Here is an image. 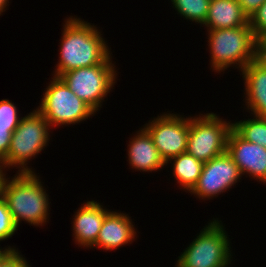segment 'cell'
Returning a JSON list of instances; mask_svg holds the SVG:
<instances>
[{"mask_svg": "<svg viewBox=\"0 0 266 267\" xmlns=\"http://www.w3.org/2000/svg\"><path fill=\"white\" fill-rule=\"evenodd\" d=\"M168 163L172 164V176L177 184L181 189L186 190L185 192L190 193L199 180L204 163L187 152L169 159L166 166Z\"/></svg>", "mask_w": 266, "mask_h": 267, "instance_id": "obj_17", "label": "cell"}, {"mask_svg": "<svg viewBox=\"0 0 266 267\" xmlns=\"http://www.w3.org/2000/svg\"><path fill=\"white\" fill-rule=\"evenodd\" d=\"M249 17L237 0H210L204 26L206 29H229L246 26Z\"/></svg>", "mask_w": 266, "mask_h": 267, "instance_id": "obj_16", "label": "cell"}, {"mask_svg": "<svg viewBox=\"0 0 266 267\" xmlns=\"http://www.w3.org/2000/svg\"><path fill=\"white\" fill-rule=\"evenodd\" d=\"M250 116L252 118L234 121L232 128L246 141L266 148V117Z\"/></svg>", "mask_w": 266, "mask_h": 267, "instance_id": "obj_18", "label": "cell"}, {"mask_svg": "<svg viewBox=\"0 0 266 267\" xmlns=\"http://www.w3.org/2000/svg\"><path fill=\"white\" fill-rule=\"evenodd\" d=\"M172 7L180 17L204 25L208 14L210 0H171Z\"/></svg>", "mask_w": 266, "mask_h": 267, "instance_id": "obj_19", "label": "cell"}, {"mask_svg": "<svg viewBox=\"0 0 266 267\" xmlns=\"http://www.w3.org/2000/svg\"><path fill=\"white\" fill-rule=\"evenodd\" d=\"M13 132L14 131H0V160L8 154Z\"/></svg>", "mask_w": 266, "mask_h": 267, "instance_id": "obj_25", "label": "cell"}, {"mask_svg": "<svg viewBox=\"0 0 266 267\" xmlns=\"http://www.w3.org/2000/svg\"><path fill=\"white\" fill-rule=\"evenodd\" d=\"M14 250H18V248L16 249V247L14 246H8L7 247H0V260L9 252V251H14Z\"/></svg>", "mask_w": 266, "mask_h": 267, "instance_id": "obj_27", "label": "cell"}, {"mask_svg": "<svg viewBox=\"0 0 266 267\" xmlns=\"http://www.w3.org/2000/svg\"><path fill=\"white\" fill-rule=\"evenodd\" d=\"M249 24L255 39L263 45L266 42V1L250 16Z\"/></svg>", "mask_w": 266, "mask_h": 267, "instance_id": "obj_21", "label": "cell"}, {"mask_svg": "<svg viewBox=\"0 0 266 267\" xmlns=\"http://www.w3.org/2000/svg\"><path fill=\"white\" fill-rule=\"evenodd\" d=\"M262 53L266 56V42L262 45Z\"/></svg>", "mask_w": 266, "mask_h": 267, "instance_id": "obj_29", "label": "cell"}, {"mask_svg": "<svg viewBox=\"0 0 266 267\" xmlns=\"http://www.w3.org/2000/svg\"><path fill=\"white\" fill-rule=\"evenodd\" d=\"M129 138L127 156L129 166L136 171L157 172L166 166L150 134L142 127Z\"/></svg>", "mask_w": 266, "mask_h": 267, "instance_id": "obj_15", "label": "cell"}, {"mask_svg": "<svg viewBox=\"0 0 266 267\" xmlns=\"http://www.w3.org/2000/svg\"><path fill=\"white\" fill-rule=\"evenodd\" d=\"M10 0H0V15H2L3 12H6L7 8H8V3Z\"/></svg>", "mask_w": 266, "mask_h": 267, "instance_id": "obj_28", "label": "cell"}, {"mask_svg": "<svg viewBox=\"0 0 266 267\" xmlns=\"http://www.w3.org/2000/svg\"><path fill=\"white\" fill-rule=\"evenodd\" d=\"M212 72L220 74L229 67L241 72L262 53V45L255 39L250 24L229 29H206Z\"/></svg>", "mask_w": 266, "mask_h": 267, "instance_id": "obj_3", "label": "cell"}, {"mask_svg": "<svg viewBox=\"0 0 266 267\" xmlns=\"http://www.w3.org/2000/svg\"><path fill=\"white\" fill-rule=\"evenodd\" d=\"M7 171L5 170L4 167H0V198L2 197V187H3V183L5 181L6 178V173Z\"/></svg>", "mask_w": 266, "mask_h": 267, "instance_id": "obj_26", "label": "cell"}, {"mask_svg": "<svg viewBox=\"0 0 266 267\" xmlns=\"http://www.w3.org/2000/svg\"><path fill=\"white\" fill-rule=\"evenodd\" d=\"M232 122L216 113L189 116V134L186 152L203 163L226 152Z\"/></svg>", "mask_w": 266, "mask_h": 267, "instance_id": "obj_7", "label": "cell"}, {"mask_svg": "<svg viewBox=\"0 0 266 267\" xmlns=\"http://www.w3.org/2000/svg\"><path fill=\"white\" fill-rule=\"evenodd\" d=\"M15 105L8 99L0 101V131H14L18 127L22 117Z\"/></svg>", "mask_w": 266, "mask_h": 267, "instance_id": "obj_20", "label": "cell"}, {"mask_svg": "<svg viewBox=\"0 0 266 267\" xmlns=\"http://www.w3.org/2000/svg\"><path fill=\"white\" fill-rule=\"evenodd\" d=\"M50 129L51 126L36 108L24 115L12 133L8 154L1 160L6 171L16 167L18 173L34 172L28 166L29 160L47 147Z\"/></svg>", "mask_w": 266, "mask_h": 267, "instance_id": "obj_4", "label": "cell"}, {"mask_svg": "<svg viewBox=\"0 0 266 267\" xmlns=\"http://www.w3.org/2000/svg\"><path fill=\"white\" fill-rule=\"evenodd\" d=\"M241 178L238 166L226 151L203 164L199 180L190 194L204 201L211 200L232 189Z\"/></svg>", "mask_w": 266, "mask_h": 267, "instance_id": "obj_10", "label": "cell"}, {"mask_svg": "<svg viewBox=\"0 0 266 267\" xmlns=\"http://www.w3.org/2000/svg\"><path fill=\"white\" fill-rule=\"evenodd\" d=\"M62 24L59 59L52 76L59 77L74 69L107 63L113 58L111 47L96 25L77 16L66 17Z\"/></svg>", "mask_w": 266, "mask_h": 267, "instance_id": "obj_1", "label": "cell"}, {"mask_svg": "<svg viewBox=\"0 0 266 267\" xmlns=\"http://www.w3.org/2000/svg\"><path fill=\"white\" fill-rule=\"evenodd\" d=\"M244 80V103L253 116L266 117V56L261 53L240 73Z\"/></svg>", "mask_w": 266, "mask_h": 267, "instance_id": "obj_12", "label": "cell"}, {"mask_svg": "<svg viewBox=\"0 0 266 267\" xmlns=\"http://www.w3.org/2000/svg\"><path fill=\"white\" fill-rule=\"evenodd\" d=\"M0 267H31L19 250L9 251L1 260Z\"/></svg>", "mask_w": 266, "mask_h": 267, "instance_id": "obj_23", "label": "cell"}, {"mask_svg": "<svg viewBox=\"0 0 266 267\" xmlns=\"http://www.w3.org/2000/svg\"><path fill=\"white\" fill-rule=\"evenodd\" d=\"M168 112L143 125L165 163L186 152L189 134V117Z\"/></svg>", "mask_w": 266, "mask_h": 267, "instance_id": "obj_9", "label": "cell"}, {"mask_svg": "<svg viewBox=\"0 0 266 267\" xmlns=\"http://www.w3.org/2000/svg\"><path fill=\"white\" fill-rule=\"evenodd\" d=\"M14 177L5 178L2 198L6 202L14 223L19 227L21 221L36 227L49 221V194L40 176L35 172H16Z\"/></svg>", "mask_w": 266, "mask_h": 267, "instance_id": "obj_2", "label": "cell"}, {"mask_svg": "<svg viewBox=\"0 0 266 267\" xmlns=\"http://www.w3.org/2000/svg\"><path fill=\"white\" fill-rule=\"evenodd\" d=\"M113 62L111 58L107 63L74 69L59 77L77 97L97 113L117 82L118 71Z\"/></svg>", "mask_w": 266, "mask_h": 267, "instance_id": "obj_8", "label": "cell"}, {"mask_svg": "<svg viewBox=\"0 0 266 267\" xmlns=\"http://www.w3.org/2000/svg\"><path fill=\"white\" fill-rule=\"evenodd\" d=\"M110 211L96 200L84 202L74 212L71 222L75 244L81 248L91 249L96 243L102 223Z\"/></svg>", "mask_w": 266, "mask_h": 267, "instance_id": "obj_13", "label": "cell"}, {"mask_svg": "<svg viewBox=\"0 0 266 267\" xmlns=\"http://www.w3.org/2000/svg\"><path fill=\"white\" fill-rule=\"evenodd\" d=\"M18 227L14 223L6 202L0 198V242L11 238Z\"/></svg>", "mask_w": 266, "mask_h": 267, "instance_id": "obj_22", "label": "cell"}, {"mask_svg": "<svg viewBox=\"0 0 266 267\" xmlns=\"http://www.w3.org/2000/svg\"><path fill=\"white\" fill-rule=\"evenodd\" d=\"M226 151L238 166L241 176L246 174V177L251 176V179L266 185V148L246 141L232 128Z\"/></svg>", "mask_w": 266, "mask_h": 267, "instance_id": "obj_11", "label": "cell"}, {"mask_svg": "<svg viewBox=\"0 0 266 267\" xmlns=\"http://www.w3.org/2000/svg\"><path fill=\"white\" fill-rule=\"evenodd\" d=\"M243 12L250 16L266 1V0H237Z\"/></svg>", "mask_w": 266, "mask_h": 267, "instance_id": "obj_24", "label": "cell"}, {"mask_svg": "<svg viewBox=\"0 0 266 267\" xmlns=\"http://www.w3.org/2000/svg\"><path fill=\"white\" fill-rule=\"evenodd\" d=\"M130 218L126 213L110 211L102 223L96 243L91 248L112 251L132 244L138 236Z\"/></svg>", "mask_w": 266, "mask_h": 267, "instance_id": "obj_14", "label": "cell"}, {"mask_svg": "<svg viewBox=\"0 0 266 267\" xmlns=\"http://www.w3.org/2000/svg\"><path fill=\"white\" fill-rule=\"evenodd\" d=\"M213 218L181 252L176 267H230L233 255L225 225ZM232 259V260H231Z\"/></svg>", "mask_w": 266, "mask_h": 267, "instance_id": "obj_5", "label": "cell"}, {"mask_svg": "<svg viewBox=\"0 0 266 267\" xmlns=\"http://www.w3.org/2000/svg\"><path fill=\"white\" fill-rule=\"evenodd\" d=\"M51 79L36 109L52 128L79 124L96 115V112L77 97L60 77L53 76Z\"/></svg>", "mask_w": 266, "mask_h": 267, "instance_id": "obj_6", "label": "cell"}]
</instances>
